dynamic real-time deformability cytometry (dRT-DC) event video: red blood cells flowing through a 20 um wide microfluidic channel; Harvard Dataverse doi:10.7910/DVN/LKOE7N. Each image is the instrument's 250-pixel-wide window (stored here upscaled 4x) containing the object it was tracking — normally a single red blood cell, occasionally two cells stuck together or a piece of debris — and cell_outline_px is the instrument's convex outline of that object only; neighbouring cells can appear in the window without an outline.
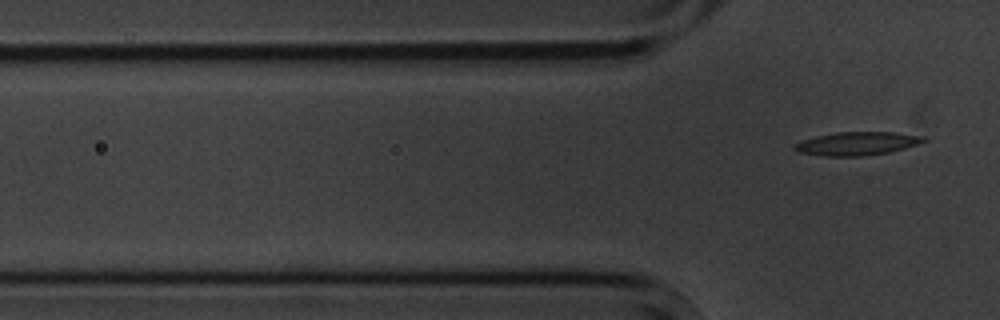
{"species": "common noctule bat (a hibernating species)", "species_latin": "Nyctalus noctula", "temperature_condition": "cold", "stored_images_in_passage": 7, "camera_frame_rate_fps": 3000, "um_per_image_px": 0.085, "animal": {"sex": "male", "body_mass_g": 20.1, "forearm_length_mm": 53.5}, "frame": {"image": 1, "passage_image": 7, "time_ms": 7.667, "image_size_px": [1000, 320], "cell_outline_px": [[928, 140], [904, 148], [888, 152], [860, 156], [824, 156], [796, 152], [792, 148], [792, 144], [800, 140], [816, 136], [836, 132], [892, 132], [924, 136]], "centroid_in_image_um": [72.76, 12.2], "position_along_channel_um": 53.0, "area_um2": 17.63}}